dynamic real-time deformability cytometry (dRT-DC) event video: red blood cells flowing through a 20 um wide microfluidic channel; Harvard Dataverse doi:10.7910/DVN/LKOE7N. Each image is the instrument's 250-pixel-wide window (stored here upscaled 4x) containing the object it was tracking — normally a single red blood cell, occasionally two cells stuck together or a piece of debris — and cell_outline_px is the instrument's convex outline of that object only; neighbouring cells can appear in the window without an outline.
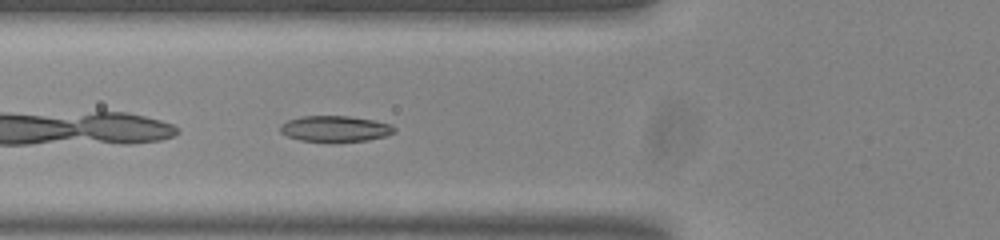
{"species": "common noctule bat (a hibernating species)", "species_latin": "Nyctalus noctula", "temperature_condition": "room temperature", "stored_images_in_passage": 39, "camera_frame_rate_fps": 3000, "um_per_image_px": 0.085, "animal": {"sex": "male", "body_mass_g": 20.0, "forearm_length_mm": 53.3}, "frame": {"image": 1, "passage_image": 4, "time_ms": 1.0, "image_size_px": [1000, 240], "cell_outline_px": [[396, 132], [384, 136], [368, 140], [300, 140], [288, 136], [280, 132], [280, 128], [288, 120], [300, 116], [348, 116], [372, 120], [392, 124], [396, 128]], "centroid_in_image_um": [28.52, 10.91], "position_along_channel_um": 97.3, "area_um2": 16.7}}
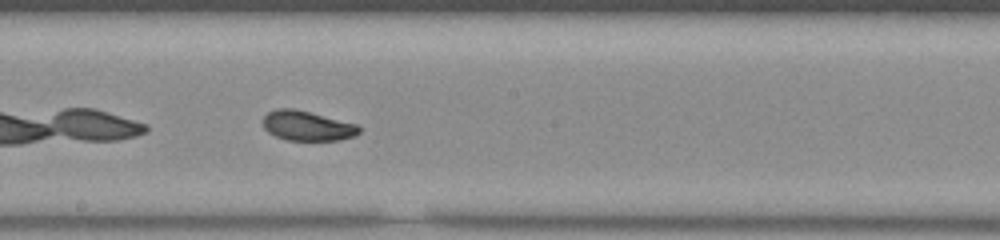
{"frame": {"image": 2, "passage_image": 14, "time_ms": 4.333, "image_size_px": [1000, 240], "cell_outline_px": [[360, 132], [352, 136], [340, 140], [288, 140], [276, 136], [268, 132], [264, 128], [264, 116], [268, 112], [276, 108], [292, 108], [356, 124], [360, 128]], "centroid_in_image_um": [26.08, 10.69], "position_along_channel_um": 222.1, "area_um2": 16.36}}
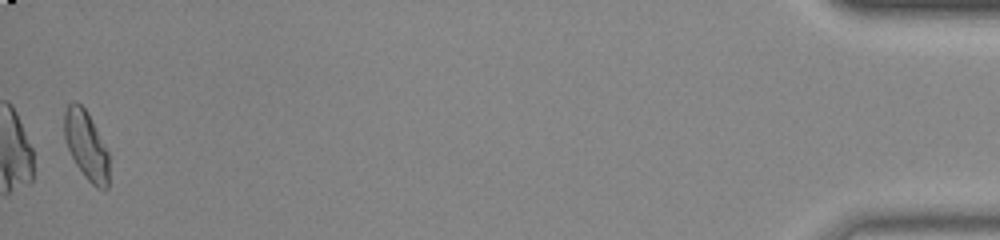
{"frame": {"image": 3, "passage_image": 38, "time_ms": 12.333, "image_size_px": [1000, 240], "cell_outline_px": [[108, 188], [96, 188], [84, 176], [76, 164], [68, 148], [64, 136], [64, 112], [68, 104], [80, 104], [88, 112], [108, 152]], "centroid_in_image_um": [7.33, 12.37], "position_along_channel_um": 427.9, "area_um2": 17.57}, "authors_computed_cell_mechanics": {"area_um2": 17.34, "velocity_mm_per_s": 3.7361, "shape_relaxation_time_tau1_ms": 2.3973, "shape_relaxation_time_tau2_ms": 1.717, "deformation_change_tau1": 0.1093, "deformation_change_tau2": 0.0508}}